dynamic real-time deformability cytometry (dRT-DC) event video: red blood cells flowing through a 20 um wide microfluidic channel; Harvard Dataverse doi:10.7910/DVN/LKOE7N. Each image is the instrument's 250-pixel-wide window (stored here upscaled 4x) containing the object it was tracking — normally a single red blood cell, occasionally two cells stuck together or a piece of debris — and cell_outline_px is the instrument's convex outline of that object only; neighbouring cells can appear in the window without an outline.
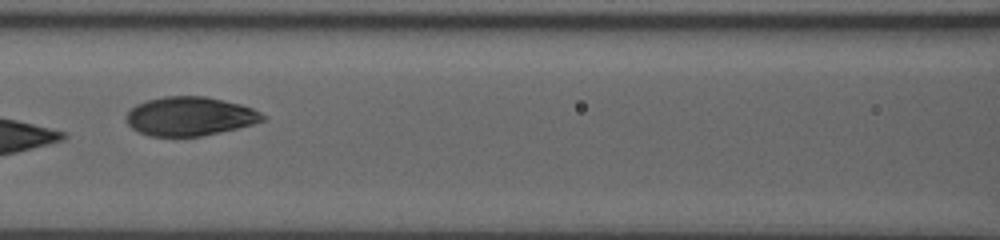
{"species": "human", "species_latin": "Homo sapiens", "temperature_condition": "room temperature", "stored_images_in_passage": 33, "camera_frame_rate_fps": 3000, "um_per_image_px": 0.085, "donor": {"sex": "male"}, "frame": {"image": 1, "passage_image": 15, "time_ms": 10.0, "image_size_px": [1000, 240], "cell_outline_px": [[268, 116], [264, 120], [252, 124], [204, 136], [148, 136], [132, 128], [128, 124], [128, 112], [136, 104], [148, 100], [164, 96], [204, 96], [224, 100], [240, 104], [252, 108]], "centroid_in_image_um": [16.16, 9.88], "position_along_channel_um": 150.4, "area_um2": 30.75}, "authors_computed_cell_mechanics": {"area_um2": 32.368, "velocity_mm_per_s": 3.6655, "shape_relaxation_time_tau1_ms": 6.1938, "shape_relaxation_time_tau2_ms": 1.4488, "deformation_change_tau1": 0.1687, "deformation_change_tau2": 0.07}}